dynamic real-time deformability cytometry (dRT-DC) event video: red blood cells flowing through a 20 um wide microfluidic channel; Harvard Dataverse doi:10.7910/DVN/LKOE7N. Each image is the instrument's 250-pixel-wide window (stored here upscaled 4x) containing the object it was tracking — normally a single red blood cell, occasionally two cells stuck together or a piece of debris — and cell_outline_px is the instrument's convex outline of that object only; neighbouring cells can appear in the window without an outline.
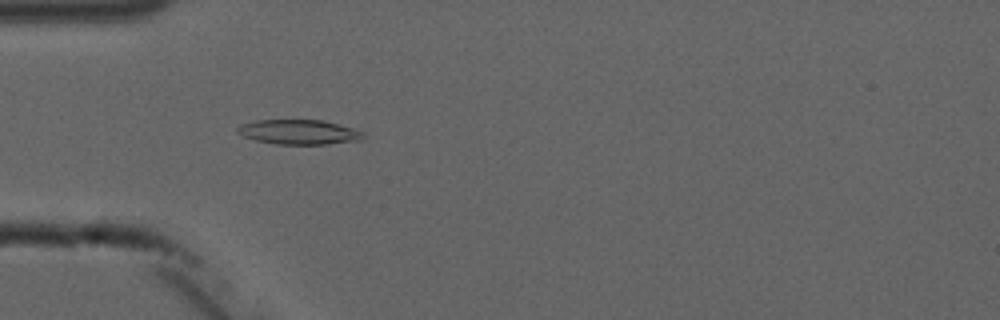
{"species": "common noctule bat (a hibernating species)", "species_latin": "Nyctalus noctula", "temperature_condition": "cold", "stored_images_in_passage": 8, "camera_frame_rate_fps": 3000, "um_per_image_px": 0.085, "animal": {"sex": "male", "forearm_length_mm": 52.5}, "frame": {"image": 1, "passage_image": 4, "time_ms": 4.333, "image_size_px": [1000, 320], "cell_outline_px": [[364, 136], [360, 140], [328, 144], [276, 144], [256, 140], [244, 136], [236, 132], [236, 128], [240, 124], [256, 120], [324, 120], [352, 128], [364, 132]], "centroid_in_image_um": [25.39, 11.22], "position_along_channel_um": 59.6, "area_um2": 18.09}}
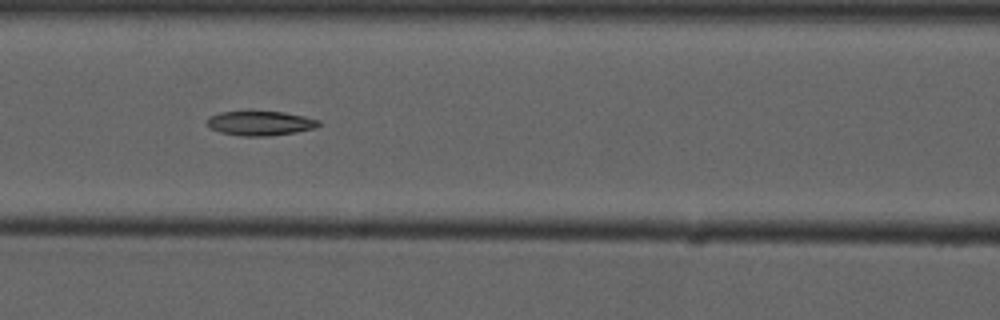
{"frame": {"image": 2, "passage_image": 6, "time_ms": 6.667, "image_size_px": [1000, 320], "cell_outline_px": [[324, 124], [316, 128], [296, 132], [268, 136], [240, 136], [220, 132], [208, 128], [208, 116], [220, 112], [284, 112], [304, 116], [320, 120]], "centroid_in_image_um": [22.16, 10.48], "position_along_channel_um": 144.4, "area_um2": 16.01}}
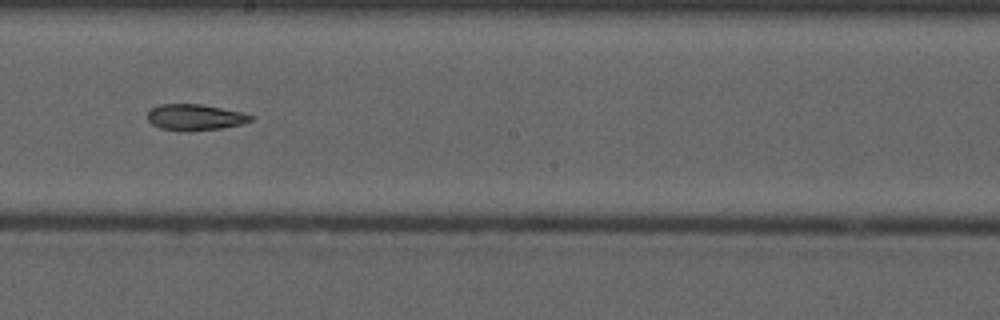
{"frame": {"image": 3, "passage_image": 8, "time_ms": 9.0, "image_size_px": [1000, 320], "cell_outline_px": [[256, 116], [252, 120], [240, 124], [220, 128], [160, 128], [152, 124], [148, 120], [148, 112], [152, 108], [160, 104], [200, 104], [244, 112]], "centroid_in_image_um": [16.63, 9.91], "position_along_channel_um": 231.6, "area_um2": 14.91}}